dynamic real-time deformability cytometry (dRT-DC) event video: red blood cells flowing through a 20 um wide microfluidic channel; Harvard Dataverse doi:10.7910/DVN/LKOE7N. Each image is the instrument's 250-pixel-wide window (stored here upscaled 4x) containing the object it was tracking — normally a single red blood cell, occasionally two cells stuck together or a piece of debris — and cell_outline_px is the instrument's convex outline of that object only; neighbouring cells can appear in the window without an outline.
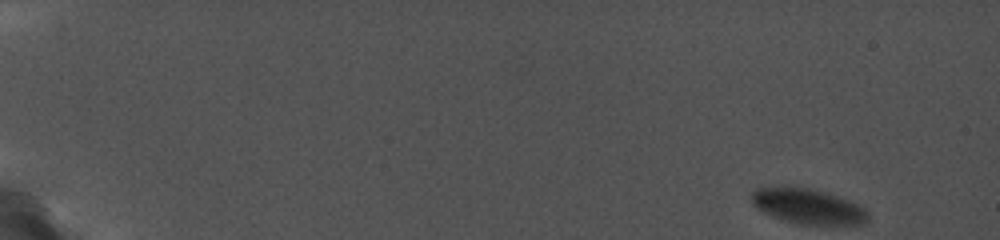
{"species": "common noctule bat (a hibernating species)", "species_latin": "Nyctalus noctula", "temperature_condition": "cold", "stored_images_in_passage": 62, "camera_frame_rate_fps": 5000, "um_per_image_px": 0.085, "animal": {"sex": "female", "body_mass_g": 19.0, "forearm_length_mm": 56.7}, "frame": {"image": 1, "passage_image": 1, "time_ms": 0.0, "image_size_px": [1000, 240], "cell_outline_px": [[868, 220], [864, 224], [800, 224], [784, 220], [764, 212], [756, 208], [752, 204], [752, 192], [756, 188], [784, 184], [808, 188], [836, 196], [848, 200], [864, 208], [868, 212]], "centroid_in_image_um": [68.62, 17.5], "position_along_channel_um": 16.4, "area_um2": 23.93}}
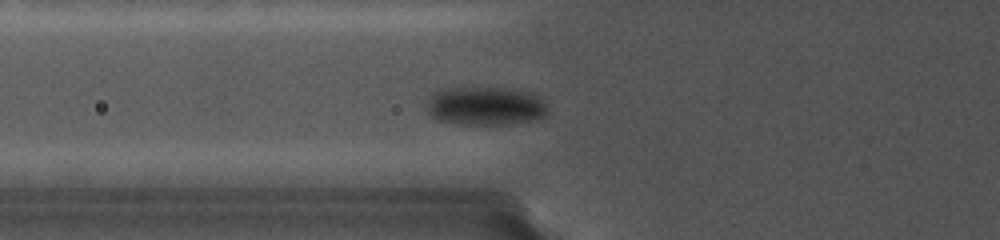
{"frame": {"image": 2, "passage_image": 28, "time_ms": 7.0, "image_size_px": [1000, 240], "cell_outline_px": [[548, 116], [536, 120], [508, 124], [460, 124], [436, 120], [428, 112], [428, 104], [440, 92], [524, 92], [548, 104]], "centroid_in_image_um": [41.38, 9.16], "position_along_channel_um": 84.4, "area_um2": 24.45}}
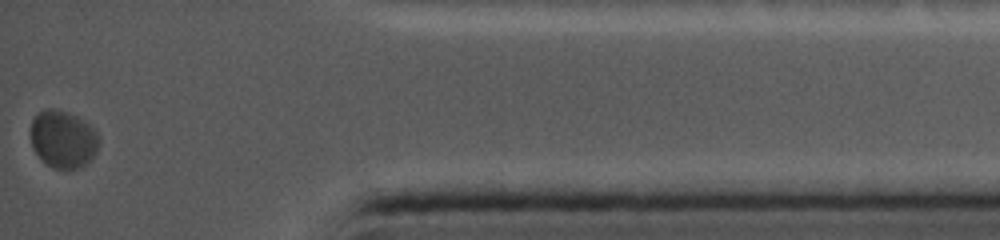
{"frame": {"image": 3, "passage_image": 62, "time_ms": 17.4, "image_size_px": [1000, 240], "cell_outline_px": [[100, 144], [96, 152], [80, 168], [52, 168], [40, 160], [32, 148], [32, 120], [40, 112], [48, 108], [68, 112], [84, 120], [100, 136]], "centroid_in_image_um": [5.37, 11.84], "position_along_channel_um": 429.8, "area_um2": 22.72}}